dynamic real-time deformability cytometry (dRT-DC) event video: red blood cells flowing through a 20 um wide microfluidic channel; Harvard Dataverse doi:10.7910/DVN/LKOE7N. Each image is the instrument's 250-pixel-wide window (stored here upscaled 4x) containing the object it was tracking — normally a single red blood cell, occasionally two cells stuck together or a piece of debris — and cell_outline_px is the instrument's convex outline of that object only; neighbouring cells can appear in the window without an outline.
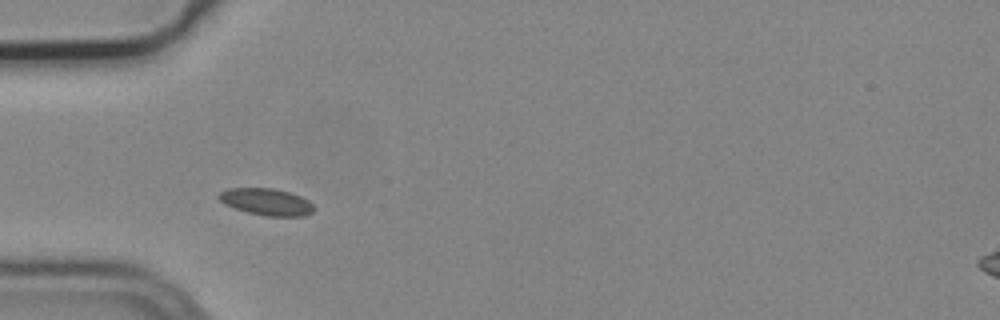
{"species": "common noctule bat (a hibernating species)", "species_latin": "Nyctalus noctula", "temperature_condition": "cold", "stored_images_in_passage": 2, "camera_frame_rate_fps": 3000, "um_per_image_px": 0.085, "animal": {"sex": "male", "body_mass_g": 19.2, "forearm_length_mm": 51.8}, "frame": {"image": 1, "passage_image": 1, "time_ms": 0.0, "image_size_px": [1000, 320], "cell_outline_px": [[316, 208], [312, 212], [304, 216], [264, 216], [248, 212], [224, 204], [216, 196], [220, 192], [228, 188], [272, 188], [288, 192], [300, 196], [308, 200]], "centroid_in_image_um": [22.65, 17.16], "position_along_channel_um": 62.4, "area_um2": 14.85}}
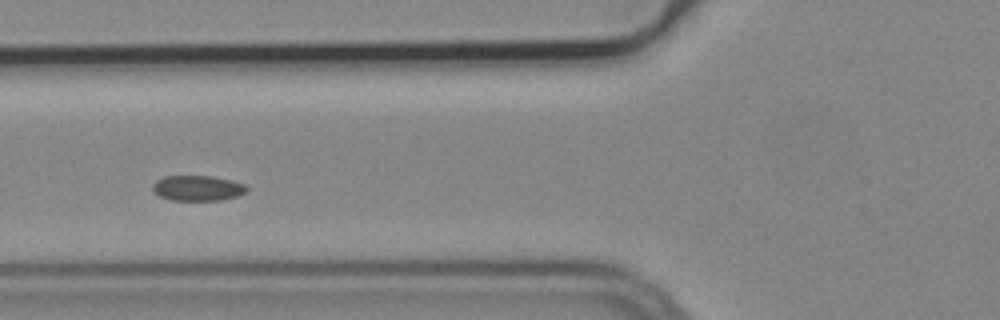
{"frame": {"image": 2, "passage_image": 2, "time_ms": 0.333, "image_size_px": [1000, 320], "cell_outline_px": [[248, 192], [236, 196], [220, 200], [172, 200], [160, 196], [152, 192], [152, 184], [156, 180], [164, 176], [212, 176], [232, 180], [244, 184], [248, 188]], "centroid_in_image_um": [16.78, 15.98], "position_along_channel_um": 109.0, "area_um2": 13.99}}